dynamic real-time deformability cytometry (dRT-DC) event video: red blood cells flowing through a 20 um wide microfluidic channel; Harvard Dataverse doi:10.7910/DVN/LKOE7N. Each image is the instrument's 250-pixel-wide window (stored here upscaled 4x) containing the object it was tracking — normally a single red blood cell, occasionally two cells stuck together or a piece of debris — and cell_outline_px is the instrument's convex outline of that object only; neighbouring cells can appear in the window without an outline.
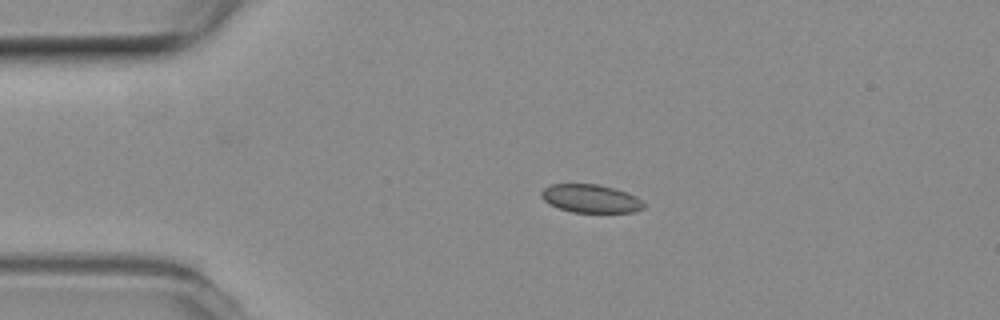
{"species": "common noctule bat (a hibernating species)", "species_latin": "Nyctalus noctula", "temperature_condition": "room temperature", "stored_images_in_passage": 44, "camera_frame_rate_fps": 3000, "um_per_image_px": 0.085, "animal": {"sex": "female", "body_mass_g": 19.3, "forearm_length_mm": 54.1}, "frame": {"image": 1, "passage_image": 1, "time_ms": 0.0, "image_size_px": [1000, 320], "cell_outline_px": [[644, 208], [636, 212], [572, 212], [548, 204], [540, 196], [540, 192], [544, 188], [552, 184], [596, 184], [616, 188], [636, 196], [644, 204]], "centroid_in_image_um": [50.2, 16.87], "position_along_channel_um": 34.8, "area_um2": 16.88}}
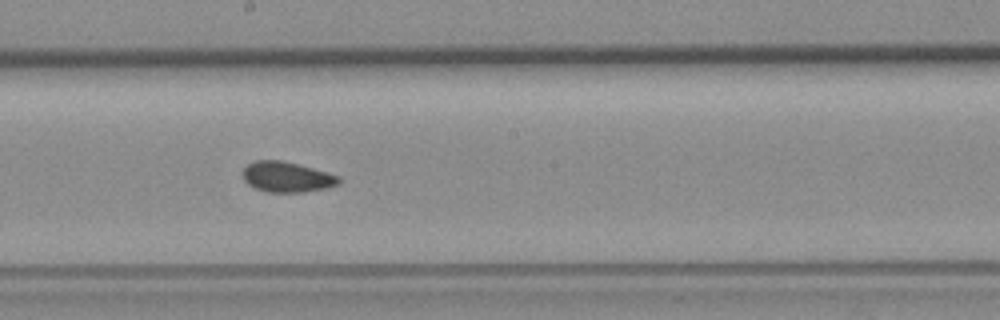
{"frame": {"image": 2, "passage_image": 19, "time_ms": 6.0, "image_size_px": [1000, 320], "cell_outline_px": [[340, 184], [328, 188], [304, 192], [268, 192], [256, 188], [248, 184], [244, 180], [244, 168], [248, 164], [256, 160], [284, 160], [340, 176]], "centroid_in_image_um": [24.41, 15.04], "position_along_channel_um": 223.8, "area_um2": 16.99}}
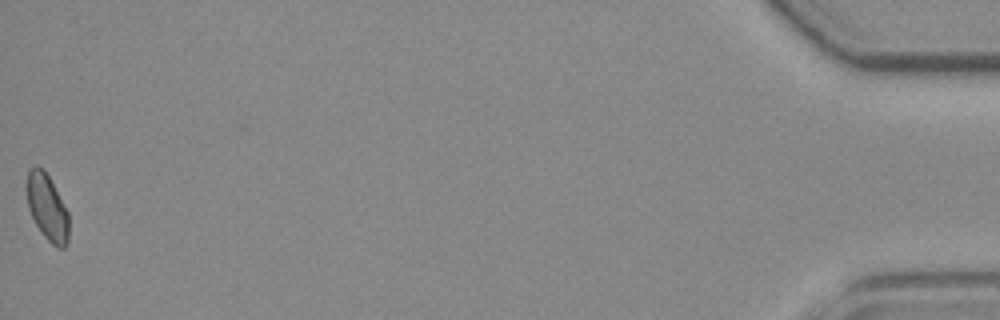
{"frame": {"image": 3, "passage_image": 44, "time_ms": 14.333, "image_size_px": [1000, 320], "cell_outline_px": [[68, 244], [64, 248], [56, 248], [40, 232], [28, 208], [28, 168], [36, 164], [44, 168], [68, 212]], "centroid_in_image_um": [4.02, 17.64], "position_along_channel_um": 431.2, "area_um2": 16.13}, "authors_computed_cell_mechanics": {"area_um2": 16.9354, "velocity_mm_per_s": 3.7634, "shape_relaxation_time_tau1_ms": null, "shape_relaxation_time_tau2_ms": 1.1337, "deformation_change_tau1": null, "deformation_change_tau2": 0.0533}}